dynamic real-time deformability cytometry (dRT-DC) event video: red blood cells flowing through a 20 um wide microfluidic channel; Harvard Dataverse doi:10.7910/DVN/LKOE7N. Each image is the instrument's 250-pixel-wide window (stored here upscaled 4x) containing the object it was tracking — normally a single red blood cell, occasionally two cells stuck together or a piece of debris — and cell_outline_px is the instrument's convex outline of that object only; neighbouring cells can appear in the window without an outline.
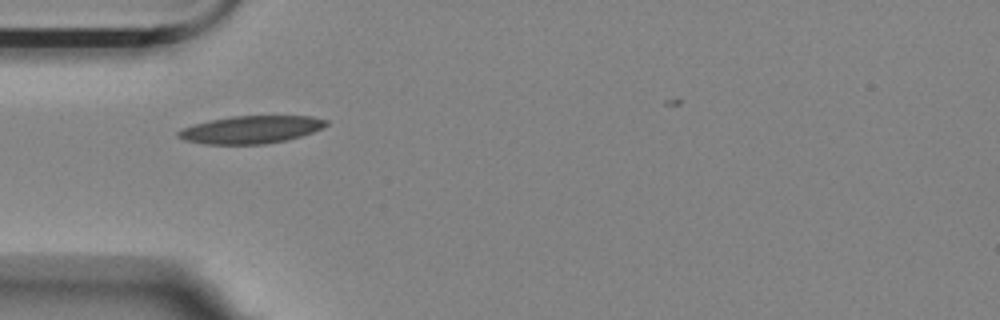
{"species": "Egyptian fruit bat (a non-hibernating species)", "species_latin": "Rousettus aegyptiacus", "temperature_condition": "room temperature", "stored_images_in_passage": 3, "camera_frame_rate_fps": 3000, "um_per_image_px": 0.085, "animal": {"sex": "female"}, "frame": {"image": 1, "passage_image": 2, "time_ms": 0.333, "image_size_px": [1000, 320], "cell_outline_px": [[328, 124], [324, 128], [288, 140], [264, 144], [204, 144], [184, 140], [176, 136], [176, 132], [180, 128], [192, 124], [208, 120], [232, 116], [312, 116], [328, 120]], "centroid_in_image_um": [21.3, 11.01], "position_along_channel_um": 63.7, "area_um2": 24.1}}
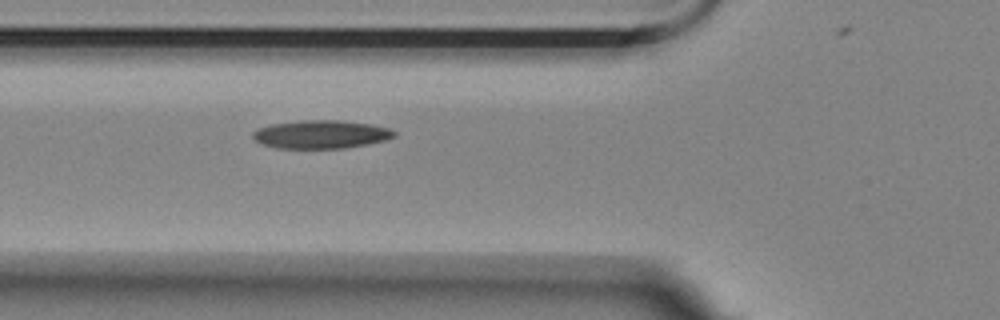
{"frame": {"image": 2, "passage_image": 3, "time_ms": 0.667, "image_size_px": [1000, 320], "cell_outline_px": [[396, 136], [384, 140], [368, 144], [344, 148], [276, 148], [260, 144], [252, 136], [252, 132], [260, 128], [272, 124], [300, 120], [340, 120], [372, 124], [388, 128], [396, 132]], "centroid_in_image_um": [27.28, 11.42], "position_along_channel_um": 98.5, "area_um2": 23.29}}